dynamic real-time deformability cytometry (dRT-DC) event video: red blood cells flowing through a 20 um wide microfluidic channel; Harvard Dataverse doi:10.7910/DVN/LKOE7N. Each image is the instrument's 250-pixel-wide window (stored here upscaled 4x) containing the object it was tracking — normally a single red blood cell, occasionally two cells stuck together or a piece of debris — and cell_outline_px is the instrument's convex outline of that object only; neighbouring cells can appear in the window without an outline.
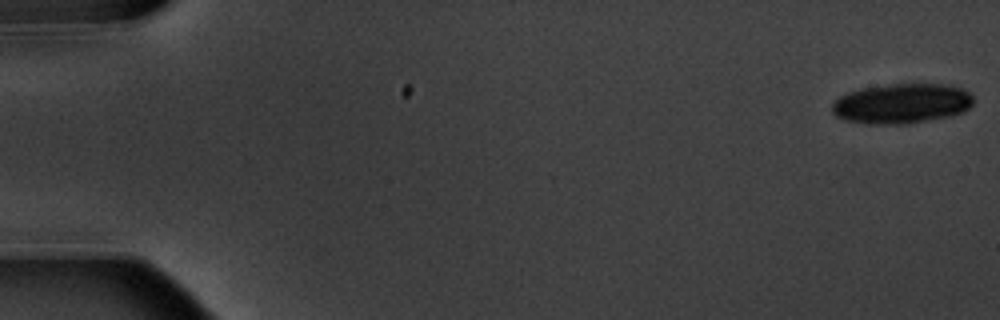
{"species": "common noctule bat (a hibernating species)", "species_latin": "Nyctalus noctula", "temperature_condition": "warm", "stored_images_in_passage": 5, "camera_frame_rate_fps": 3000, "um_per_image_px": 0.085, "animal": {"sex": "male", "body_mass_g": 20.1, "forearm_length_mm": 53.5}, "frame": {"image": 1, "passage_image": 1, "time_ms": 0.0, "image_size_px": [1000, 320], "cell_outline_px": [[972, 104], [964, 112], [952, 116], [908, 124], [864, 124], [844, 120], [836, 116], [832, 112], [832, 104], [840, 96], [848, 92], [864, 88], [892, 84], [940, 84], [960, 88], [968, 92], [972, 96]], "centroid_in_image_um": [76.63, 8.82], "position_along_channel_um": 8.4, "area_um2": 32.95}}